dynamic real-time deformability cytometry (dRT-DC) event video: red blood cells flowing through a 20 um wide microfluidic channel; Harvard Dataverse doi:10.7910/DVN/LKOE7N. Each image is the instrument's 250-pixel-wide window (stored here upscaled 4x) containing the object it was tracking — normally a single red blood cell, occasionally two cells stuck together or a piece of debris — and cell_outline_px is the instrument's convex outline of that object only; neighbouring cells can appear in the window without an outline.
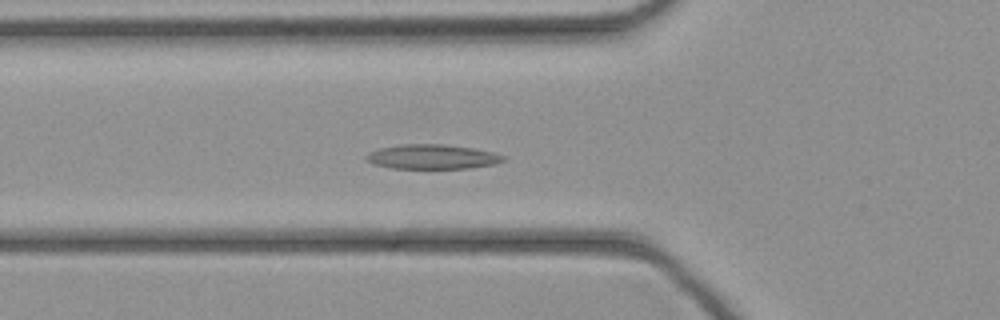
{"species": "common noctule bat (a hibernating species)", "species_latin": "Nyctalus noctula", "temperature_condition": "cold", "stored_images_in_passage": 45, "camera_frame_rate_fps": 3000, "um_per_image_px": 0.085, "animal": {"sex": "female", "body_mass_g": 21.9}, "frame": {"image": 1, "passage_image": 16, "time_ms": 5.0, "image_size_px": [1000, 320], "cell_outline_px": [[508, 160], [496, 164], [468, 168], [392, 168], [376, 164], [368, 160], [364, 156], [368, 152], [380, 148], [400, 144], [444, 144], [472, 148], [492, 152], [508, 156]], "centroid_in_image_um": [36.8, 13.32], "position_along_channel_um": 89.0, "area_um2": 19.65}}
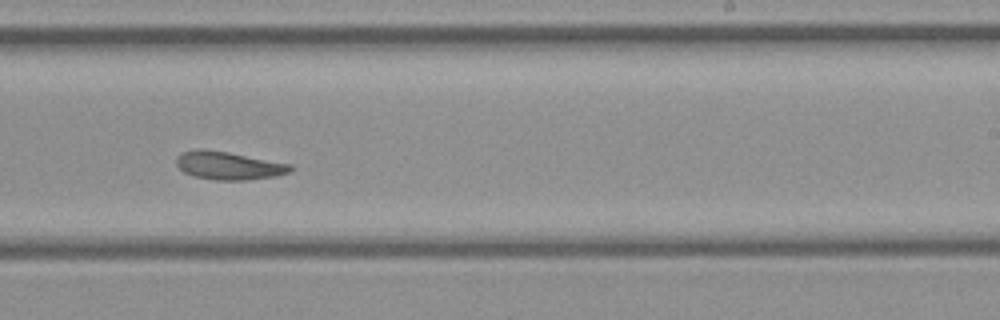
{"frame": {"image": 2, "passage_image": 28, "time_ms": 9.0, "image_size_px": [1000, 320], "cell_outline_px": [[292, 168], [288, 172], [276, 176], [244, 180], [216, 180], [196, 176], [184, 172], [176, 164], [176, 156], [180, 152], [196, 148], [204, 148], [228, 152], [292, 164]], "centroid_in_image_um": [19.39, 14.05], "position_along_channel_um": 269.6, "area_um2": 18.67}}
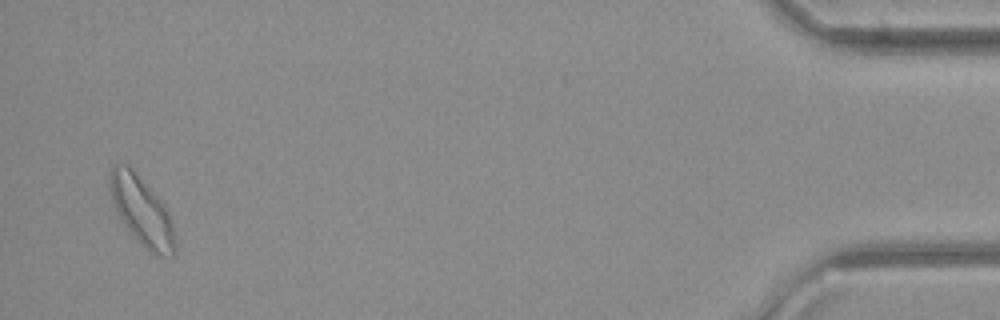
{"frame": {"image": 3, "passage_image": 44, "time_ms": 14.333, "image_size_px": [1000, 320], "cell_outline_px": [[176, 252], [172, 256], [156, 256], [148, 252], [140, 244], [124, 224], [112, 200], [108, 188], [108, 176], [112, 164], [128, 164], [132, 168], [164, 204], [168, 212], [172, 224], [176, 244]], "centroid_in_image_um": [12.04, 17.94], "position_along_channel_um": 423.2, "area_um2": 26.24}}